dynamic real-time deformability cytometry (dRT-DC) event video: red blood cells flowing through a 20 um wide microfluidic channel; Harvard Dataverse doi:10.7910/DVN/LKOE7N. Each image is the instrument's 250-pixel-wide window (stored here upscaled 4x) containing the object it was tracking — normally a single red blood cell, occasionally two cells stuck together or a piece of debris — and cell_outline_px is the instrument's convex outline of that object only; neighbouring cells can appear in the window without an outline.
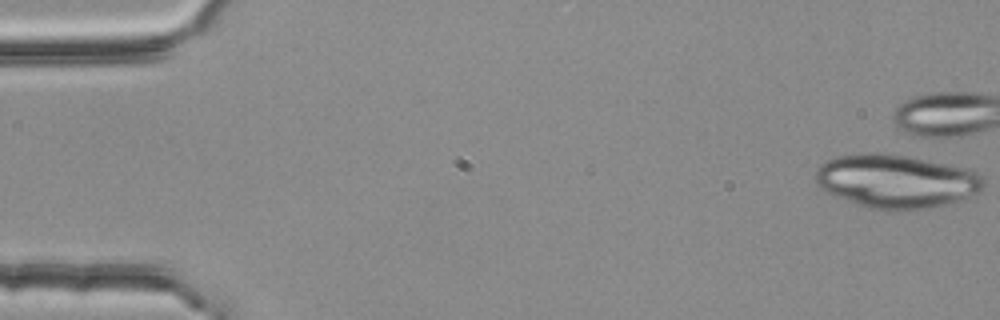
{"species": "common noctule bat (a hibernating species)", "species_latin": "Nyctalus noctula", "temperature_condition": "room temperature", "stored_images_in_passage": 5, "camera_frame_rate_fps": 3000, "um_per_image_px": 0.085, "animal": {"sex": "female", "body_mass_g": 25.1}, "frame": {"image": 1, "passage_image": 1, "time_ms": 0.0, "image_size_px": [1000, 320], "cell_outline_px": [[984, 188], [980, 192], [940, 208], [904, 212], [884, 212], [868, 208], [824, 192], [816, 184], [816, 168], [824, 160], [836, 156], [872, 152], [880, 152], [908, 156], [972, 168], [984, 180]], "centroid_in_image_um": [76.2, 15.44], "position_along_channel_um": 8.8, "area_um2": 54.1}}